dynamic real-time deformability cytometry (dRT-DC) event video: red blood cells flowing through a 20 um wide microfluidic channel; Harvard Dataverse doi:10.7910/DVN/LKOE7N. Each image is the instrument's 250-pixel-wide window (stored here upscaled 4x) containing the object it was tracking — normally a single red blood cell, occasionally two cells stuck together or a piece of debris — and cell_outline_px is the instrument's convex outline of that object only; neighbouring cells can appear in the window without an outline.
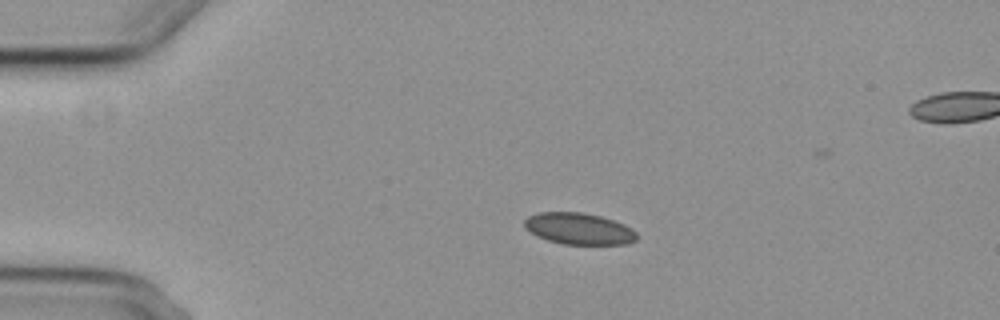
{"species": "common noctule bat (a hibernating species)", "species_latin": "Nyctalus noctula", "temperature_condition": "cold", "stored_images_in_passage": 5, "camera_frame_rate_fps": 3000, "um_per_image_px": 0.085, "animal": {"sex": "female", "body_mass_g": 29.2, "forearm_length_mm": 56.3}, "frame": {"image": 1, "passage_image": 3, "time_ms": 2.333, "image_size_px": [1000, 320], "cell_outline_px": [[640, 236], [636, 240], [628, 244], [564, 244], [548, 240], [536, 236], [524, 228], [524, 220], [528, 216], [540, 212], [580, 212], [600, 216], [624, 224], [632, 228]], "centroid_in_image_um": [49.21, 19.44], "position_along_channel_um": 35.8, "area_um2": 20.75}}